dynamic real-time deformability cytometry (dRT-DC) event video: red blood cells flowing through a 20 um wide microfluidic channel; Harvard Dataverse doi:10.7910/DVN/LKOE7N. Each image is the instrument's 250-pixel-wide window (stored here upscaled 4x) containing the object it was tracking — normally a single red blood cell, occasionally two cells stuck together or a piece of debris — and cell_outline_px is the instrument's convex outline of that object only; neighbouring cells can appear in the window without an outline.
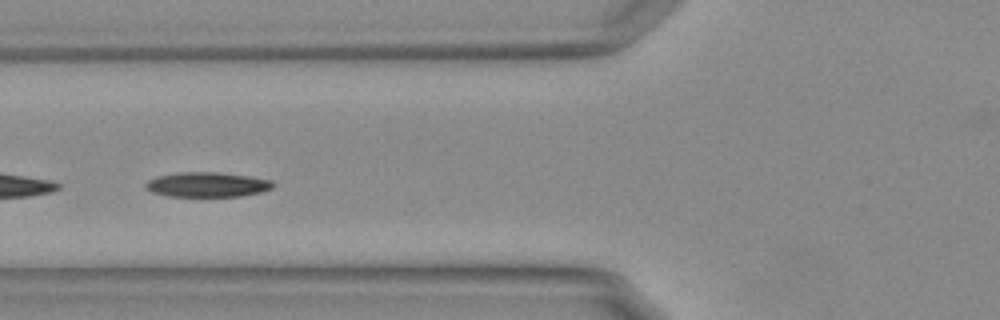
{"species": "Egyptian fruit bat (a non-hibernating species)", "species_latin": "Rousettus aegyptiacus", "temperature_condition": "warm", "stored_images_in_passage": 49, "segment_of_instrument_passage": [2, 2], "camera_frame_rate_fps": 3000, "um_per_image_px": 0.085, "animal": {"sex": "female"}, "frame": {"image": 1, "passage_image": 16, "time_ms": 5.0, "image_size_px": [1000, 320], "cell_outline_px": [[276, 184], [272, 188], [260, 192], [240, 196], [168, 196], [152, 192], [144, 184], [148, 180], [156, 176], [176, 172], [216, 172], [248, 176], [272, 180]], "centroid_in_image_um": [17.61, 15.68], "position_along_channel_um": 108.2, "area_um2": 18.38}}
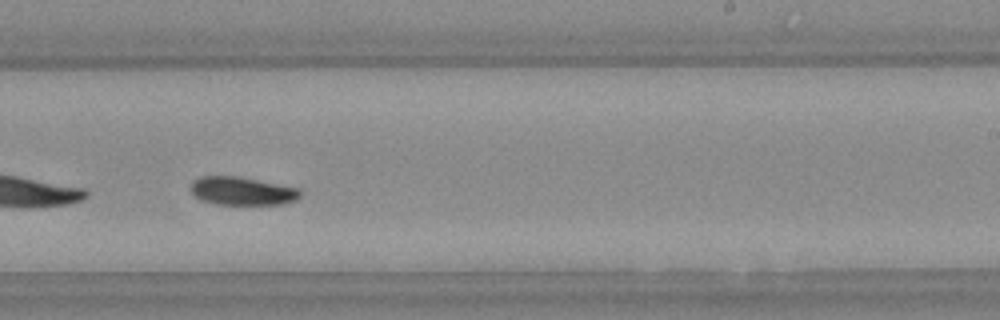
{"frame": {"image": 2, "passage_image": 29, "time_ms": 9.333, "image_size_px": [1000, 320], "cell_outline_px": [[300, 196], [296, 200], [284, 204], [216, 204], [200, 200], [192, 192], [192, 184], [200, 176], [236, 176], [300, 188]], "centroid_in_image_um": [20.61, 16.24], "position_along_channel_um": 268.4, "area_um2": 17.8}}